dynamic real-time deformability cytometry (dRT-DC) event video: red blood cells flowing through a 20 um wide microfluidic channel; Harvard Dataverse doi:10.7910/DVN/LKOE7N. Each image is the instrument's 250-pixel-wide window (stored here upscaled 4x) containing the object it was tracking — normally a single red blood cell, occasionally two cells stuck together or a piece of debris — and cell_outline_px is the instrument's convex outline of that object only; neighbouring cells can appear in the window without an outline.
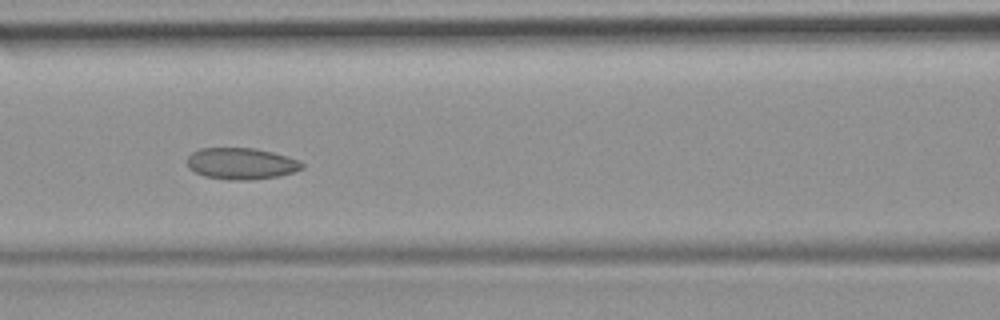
{"species": "common noctule bat (a hibernating species)", "species_latin": "Nyctalus noctula", "temperature_condition": "room temperature", "stored_images_in_passage": 49, "camera_frame_rate_fps": 3000, "um_per_image_px": 0.085, "animal": {"sex": "female", "body_mass_g": 19.9}, "frame": {"image": 1, "passage_image": 22, "time_ms": 7.0, "image_size_px": [1000, 320], "cell_outline_px": [[304, 168], [280, 176], [248, 180], [228, 180], [204, 176], [188, 168], [188, 156], [192, 152], [200, 148], [256, 148], [288, 156], [300, 160], [304, 164]], "centroid_in_image_um": [20.53, 13.9], "position_along_channel_um": 146.1, "area_um2": 21.21}}